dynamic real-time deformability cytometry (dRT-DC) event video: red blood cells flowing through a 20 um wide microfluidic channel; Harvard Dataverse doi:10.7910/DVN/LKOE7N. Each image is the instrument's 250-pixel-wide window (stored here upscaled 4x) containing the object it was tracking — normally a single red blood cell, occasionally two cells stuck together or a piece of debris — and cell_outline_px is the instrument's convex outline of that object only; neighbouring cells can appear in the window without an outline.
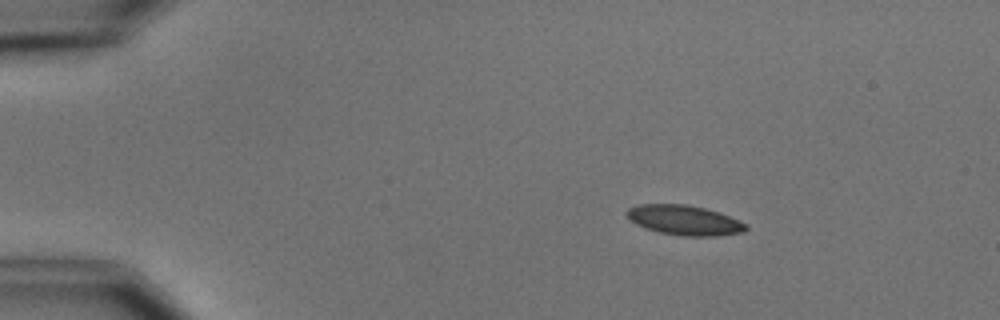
{"species": "common noctule bat (a hibernating species)", "species_latin": "Nyctalus noctula", "temperature_condition": "cold", "stored_images_in_passage": 4, "camera_frame_rate_fps": 3000, "um_per_image_px": 0.085, "animal": {"sex": "male", "body_mass_g": 15.6}, "frame": {"image": 1, "passage_image": 1, "time_ms": 0.0, "image_size_px": [1000, 320], "cell_outline_px": [[748, 228], [744, 232], [716, 236], [684, 236], [660, 232], [644, 228], [636, 224], [624, 212], [628, 208], [640, 204], [684, 204], [704, 208], [728, 216], [748, 224]], "centroid_in_image_um": [58.17, 18.72], "position_along_channel_um": 26.8, "area_um2": 20.58}}
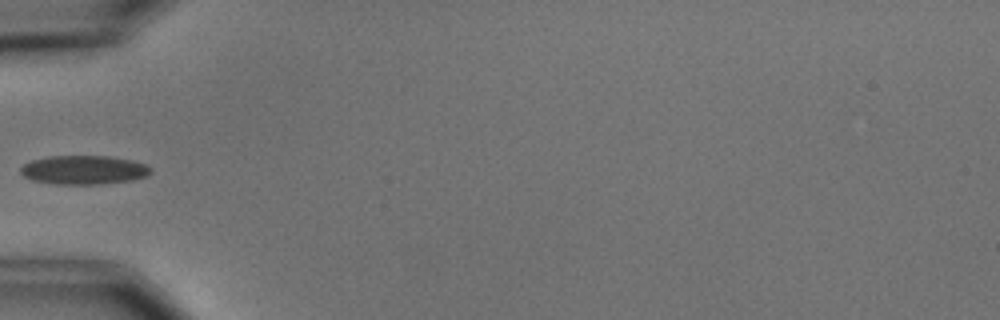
{"frame": {"image": 2, "passage_image": 3, "time_ms": 3.333, "image_size_px": [1000, 320], "cell_outline_px": [[152, 172], [148, 176], [132, 180], [100, 184], [56, 184], [32, 180], [24, 176], [20, 172], [20, 168], [24, 164], [32, 160], [48, 156], [112, 156], [132, 160], [148, 164], [152, 168]], "centroid_in_image_um": [7.17, 14.44], "position_along_channel_um": 77.8, "area_um2": 22.14}}